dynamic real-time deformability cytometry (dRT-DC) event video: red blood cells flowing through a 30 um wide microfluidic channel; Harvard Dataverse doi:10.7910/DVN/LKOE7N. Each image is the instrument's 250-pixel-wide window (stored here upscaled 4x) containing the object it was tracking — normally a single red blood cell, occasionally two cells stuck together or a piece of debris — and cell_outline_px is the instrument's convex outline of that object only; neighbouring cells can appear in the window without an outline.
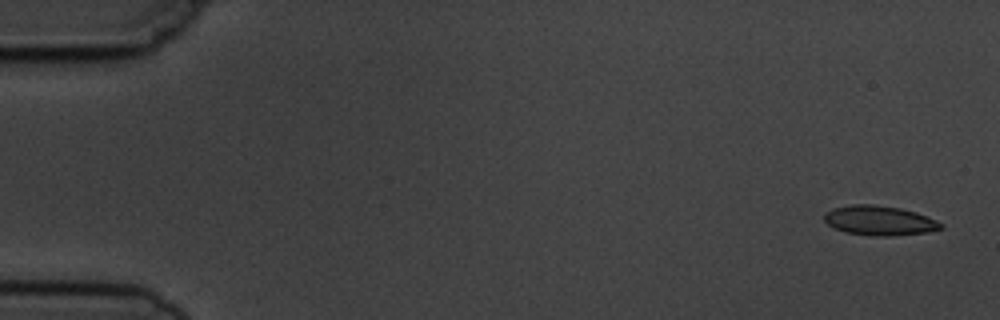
{"species": "common noctule bat (a hibernating species)", "species_latin": "Nyctalus noctula", "temperature_condition": "cold", "stored_images_in_passage": 5, "camera_frame_rate_fps": 3000, "um_per_image_px": 0.085, "animal": {"sex": "male", "body_mass_g": 19.5, "forearm_length_mm": 54.6}, "frame": {"image": 1, "passage_image": 1, "time_ms": 0.0, "image_size_px": [1000, 320], "cell_outline_px": [[944, 228], [928, 232], [892, 236], [872, 236], [844, 232], [828, 224], [824, 220], [824, 212], [832, 208], [852, 204], [872, 204], [900, 208], [916, 212], [928, 216], [944, 224]], "centroid_in_image_um": [74.76, 18.74], "position_along_channel_um": 10.2, "area_um2": 20.35}}
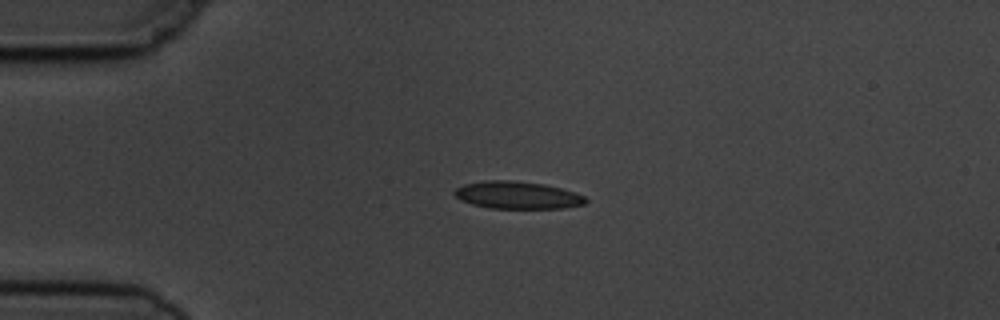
{"frame": {"image": 2, "passage_image": 4, "time_ms": 3.667, "image_size_px": [1000, 320], "cell_outline_px": [[588, 200], [584, 204], [564, 208], [488, 208], [472, 204], [460, 200], [452, 192], [456, 188], [464, 184], [484, 180], [512, 180], [544, 184], [576, 192], [584, 196]], "centroid_in_image_um": [43.96, 16.58], "position_along_channel_um": 41.0, "area_um2": 21.04}}